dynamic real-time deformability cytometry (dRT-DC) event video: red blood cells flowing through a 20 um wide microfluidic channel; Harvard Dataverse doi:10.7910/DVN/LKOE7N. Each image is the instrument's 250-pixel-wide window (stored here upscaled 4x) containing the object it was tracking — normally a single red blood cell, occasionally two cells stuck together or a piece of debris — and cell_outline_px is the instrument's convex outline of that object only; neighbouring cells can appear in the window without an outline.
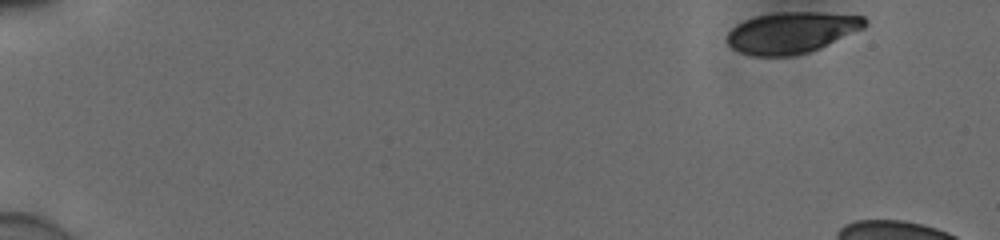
{"species": "human", "species_latin": "Homo sapiens", "temperature_condition": "cold", "stored_images_in_passage": 8, "camera_frame_rate_fps": 3000, "um_per_image_px": 0.085, "donor": {"sex": "male"}, "frame": {"image": 1, "passage_image": 1, "time_ms": 0.0, "image_size_px": [1000, 240], "cell_outline_px": [[868, 24], [864, 28], [820, 48], [808, 52], [792, 56], [752, 56], [740, 52], [732, 48], [728, 44], [728, 32], [736, 24], [744, 20], [756, 16], [780, 12], [820, 12], [864, 16], [868, 20]], "centroid_in_image_um": [67.3, 2.77], "position_along_channel_um": 17.7, "area_um2": 33.18}}